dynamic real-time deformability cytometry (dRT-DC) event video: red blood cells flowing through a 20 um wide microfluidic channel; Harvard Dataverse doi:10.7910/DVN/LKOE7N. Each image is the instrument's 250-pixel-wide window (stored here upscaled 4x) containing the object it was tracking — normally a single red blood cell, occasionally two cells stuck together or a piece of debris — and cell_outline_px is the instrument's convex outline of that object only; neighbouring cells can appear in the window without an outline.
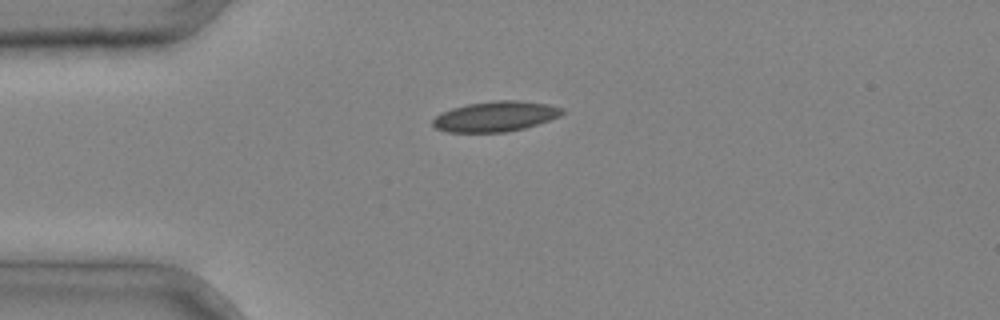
{"species": "common noctule bat (a hibernating species)", "species_latin": "Nyctalus noctula", "temperature_condition": "cold", "stored_images_in_passage": 1, "camera_frame_rate_fps": 3000, "um_per_image_px": 0.085, "animal": {"sex": "male", "body_mass_g": 20.4}, "frame": {"image": 1, "passage_image": 1, "time_ms": 0.0, "image_size_px": [1000, 320], "cell_outline_px": [[564, 112], [560, 116], [524, 128], [508, 132], [448, 132], [436, 128], [432, 124], [432, 120], [436, 116], [452, 108], [468, 104], [496, 100], [520, 100], [548, 104], [564, 108]], "centroid_in_image_um": [42.13, 9.89], "position_along_channel_um": 42.9, "area_um2": 22.72}}